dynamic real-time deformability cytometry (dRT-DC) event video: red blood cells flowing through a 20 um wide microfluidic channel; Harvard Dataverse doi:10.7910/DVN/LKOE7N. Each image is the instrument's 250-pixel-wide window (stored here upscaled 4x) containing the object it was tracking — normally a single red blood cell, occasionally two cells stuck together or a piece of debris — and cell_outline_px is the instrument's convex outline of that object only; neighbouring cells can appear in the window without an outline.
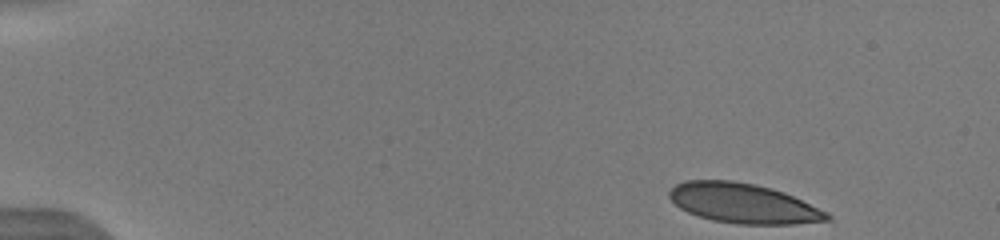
{"species": "human", "species_latin": "Homo sapiens", "temperature_condition": "warm", "stored_images_in_passage": 47, "camera_frame_rate_fps": 3000, "um_per_image_px": 0.085, "donor": {"sex": "male"}, "frame": {"image": 1, "passage_image": 1, "time_ms": 0.0, "image_size_px": [1000, 240], "cell_outline_px": [[832, 220], [796, 224], [736, 224], [712, 220], [688, 212], [680, 208], [668, 196], [668, 192], [676, 184], [684, 180], [732, 180], [756, 184], [772, 188], [784, 192], [828, 212], [832, 216]], "centroid_in_image_um": [63.2, 17.28], "position_along_channel_um": 21.8, "area_um2": 36.7}}
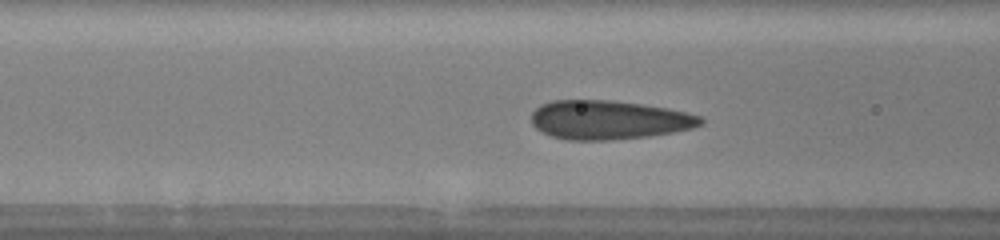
{"frame": {"image": 2, "passage_image": 17, "time_ms": 5.333, "image_size_px": [1000, 240], "cell_outline_px": [[704, 124], [692, 128], [672, 132], [648, 136], [612, 140], [568, 140], [552, 136], [536, 128], [532, 124], [532, 112], [540, 104], [552, 100], [612, 100], [668, 108], [700, 116], [704, 120]], "centroid_in_image_um": [51.73, 10.19], "position_along_channel_um": 114.9, "area_um2": 38.38}}
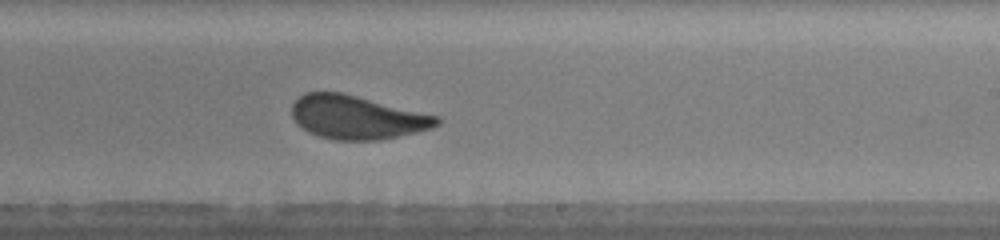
{"frame": {"image": 3, "passage_image": 28, "time_ms": 9.0, "image_size_px": [1000, 240], "cell_outline_px": [[440, 124], [432, 128], [400, 136], [380, 140], [336, 140], [320, 136], [308, 132], [296, 124], [292, 116], [292, 104], [304, 92], [344, 92], [440, 116]], "centroid_in_image_um": [30.36, 9.96], "position_along_channel_um": 258.6, "area_um2": 37.17}, "authors_computed_cell_mechanics": {"area_um2": 37.5122, "velocity_mm_per_s": 3.9205, "shape_relaxation_time_tau1_ms": 7.9817, "shape_relaxation_time_tau2_ms": null, "deformation_change_tau1": 0.187, "deformation_change_tau2": null}}